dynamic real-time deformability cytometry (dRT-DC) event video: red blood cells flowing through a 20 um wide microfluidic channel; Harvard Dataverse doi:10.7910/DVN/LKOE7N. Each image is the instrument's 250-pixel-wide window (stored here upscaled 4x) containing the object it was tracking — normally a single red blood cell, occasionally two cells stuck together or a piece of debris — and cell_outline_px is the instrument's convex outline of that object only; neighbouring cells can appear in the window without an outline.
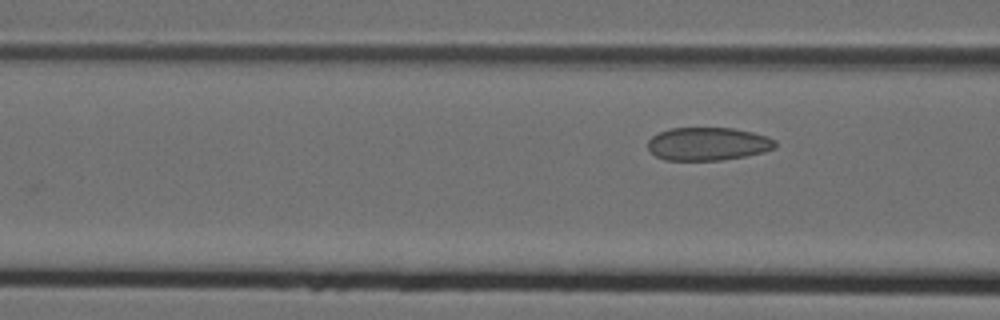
{"species": "Egyptian fruit bat (a non-hibernating species)", "species_latin": "Rousettus aegyptiacus", "temperature_condition": "cold", "stored_images_in_passage": 5, "camera_frame_rate_fps": 3000, "um_per_image_px": 0.085, "animal": {"sex": "female"}, "frame": {"image": 1, "passage_image": 3, "time_ms": 0.667, "image_size_px": [1000, 320], "cell_outline_px": [[776, 148], [764, 152], [744, 156], [720, 160], [664, 160], [656, 156], [648, 148], [648, 140], [652, 136], [660, 132], [672, 128], [732, 128], [752, 132], [768, 136], [776, 140]], "centroid_in_image_um": [60.19, 12.23], "position_along_channel_um": 106.4, "area_um2": 24.57}}
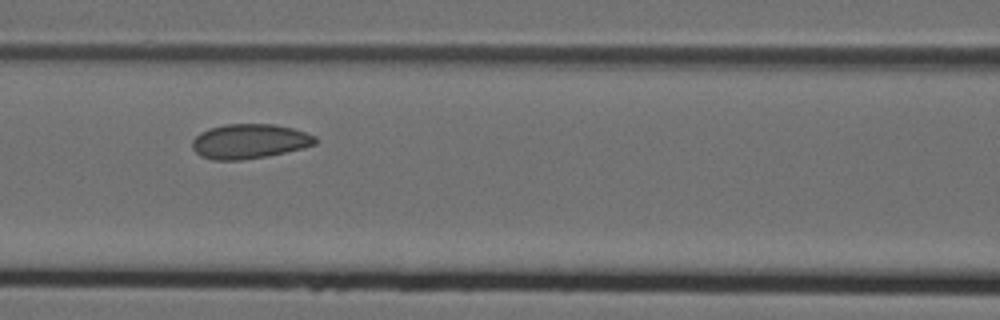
{"frame": {"image": 2, "passage_image": 4, "time_ms": 1.0, "image_size_px": [1000, 320], "cell_outline_px": [[316, 144], [304, 148], [268, 156], [240, 160], [212, 160], [200, 156], [192, 148], [192, 140], [200, 132], [208, 128], [224, 124], [276, 124], [292, 128], [316, 136]], "centroid_in_image_um": [21.18, 12.01], "position_along_channel_um": 145.4, "area_um2": 25.03}}
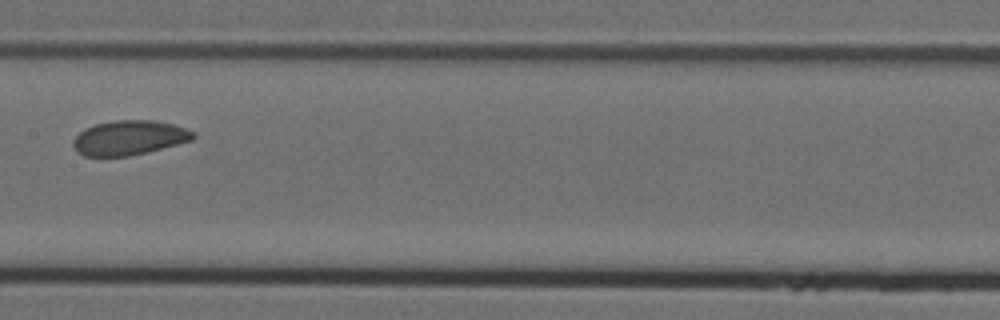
{"frame": {"image": 3, "passage_image": 5, "time_ms": 1.333, "image_size_px": [1000, 320], "cell_outline_px": [[196, 136], [192, 140], [148, 152], [128, 156], [84, 156], [76, 152], [72, 144], [72, 140], [84, 128], [96, 124], [116, 120], [152, 120], [172, 124], [196, 132]], "centroid_in_image_um": [10.96, 11.71], "position_along_channel_um": 196.4, "area_um2": 24.22}}